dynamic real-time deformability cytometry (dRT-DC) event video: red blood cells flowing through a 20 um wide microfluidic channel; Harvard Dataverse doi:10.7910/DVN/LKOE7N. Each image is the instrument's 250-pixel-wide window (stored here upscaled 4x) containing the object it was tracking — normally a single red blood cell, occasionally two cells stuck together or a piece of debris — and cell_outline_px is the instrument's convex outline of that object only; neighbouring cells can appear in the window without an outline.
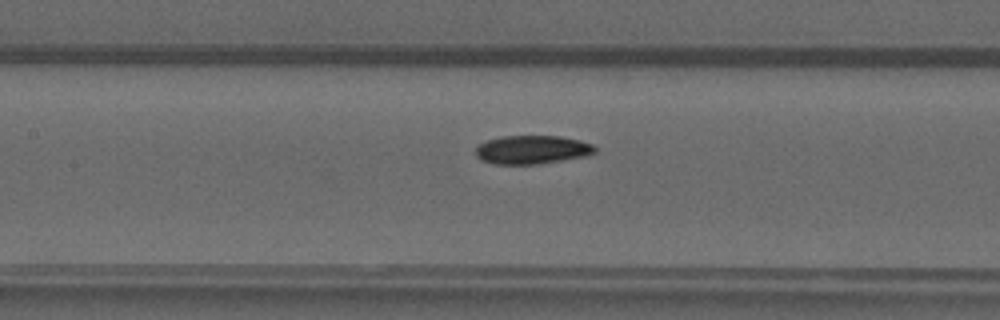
{"species": "common noctule bat (a hibernating species)", "species_latin": "Nyctalus noctula", "temperature_condition": "warm", "stored_images_in_passage": 35, "camera_frame_rate_fps": 3000, "um_per_image_px": 0.085, "animal": {"sex": "male", "forearm_length_mm": 52.5}, "frame": {"image": 1, "passage_image": 9, "time_ms": 2.667, "image_size_px": [1000, 320], "cell_outline_px": [[596, 152], [588, 156], [540, 164], [492, 164], [480, 160], [476, 156], [476, 148], [480, 144], [488, 140], [504, 136], [560, 136], [580, 140], [592, 144], [596, 148]], "centroid_in_image_um": [45.25, 12.73], "position_along_channel_um": 162.1, "area_um2": 20.0}}
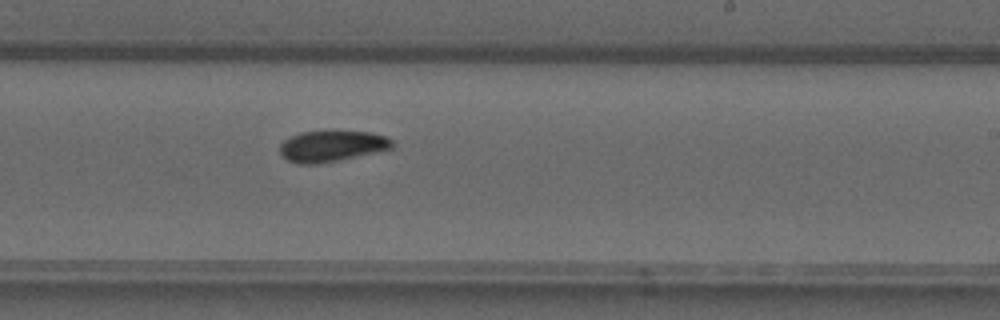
{"frame": {"image": 2, "passage_image": 16, "time_ms": 5.0, "image_size_px": [1000, 320], "cell_outline_px": [[396, 144], [392, 148], [336, 160], [316, 164], [300, 164], [288, 160], [280, 152], [280, 144], [284, 140], [300, 132], [372, 132], [384, 136], [392, 140]], "centroid_in_image_um": [28.2, 12.41], "position_along_channel_um": 260.8, "area_um2": 19.77}}
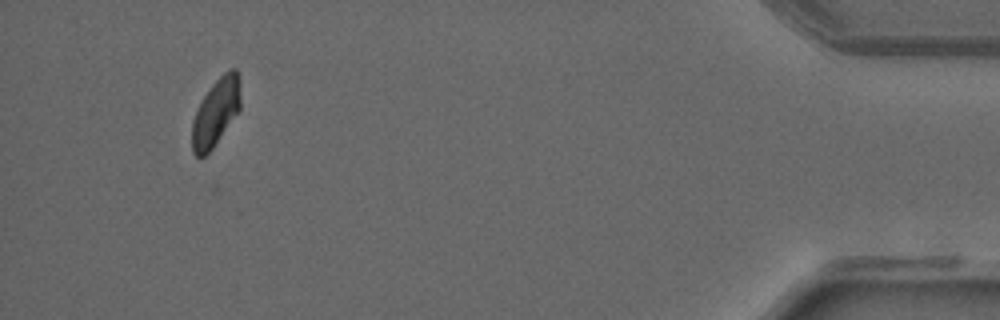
{"frame": {"image": 3, "passage_image": 32, "time_ms": 10.333, "image_size_px": [1000, 320], "cell_outline_px": [[240, 108], [212, 148], [204, 156], [196, 156], [192, 152], [192, 120], [204, 96], [212, 84], [228, 68], [236, 68], [240, 80]], "centroid_in_image_um": [18.35, 9.51], "position_along_channel_um": 416.9, "area_um2": 18.73}}